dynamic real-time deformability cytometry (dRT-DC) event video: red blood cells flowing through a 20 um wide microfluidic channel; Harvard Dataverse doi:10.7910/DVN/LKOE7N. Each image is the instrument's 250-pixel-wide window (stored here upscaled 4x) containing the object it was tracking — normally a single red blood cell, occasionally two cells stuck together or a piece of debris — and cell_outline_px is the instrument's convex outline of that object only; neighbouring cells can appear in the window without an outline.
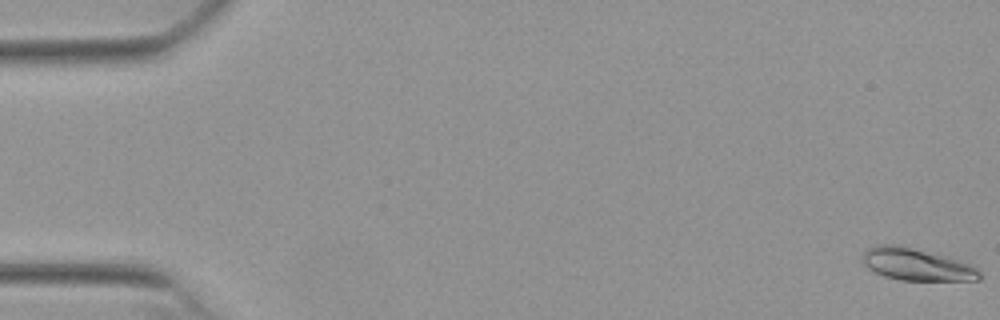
{"species": "Egyptian fruit bat (a non-hibernating species)", "species_latin": "Rousettus aegyptiacus", "temperature_condition": "warm", "stored_images_in_passage": 54, "camera_frame_rate_fps": 3000, "um_per_image_px": 0.085, "animal": {"sex": "female"}, "frame": {"image": 1, "passage_image": 1, "time_ms": 0.0, "image_size_px": [1000, 320], "cell_outline_px": [[980, 280], [900, 280], [884, 276], [868, 268], [864, 264], [864, 252], [868, 248], [876, 244], [896, 244], [956, 256], [976, 268], [980, 272]], "centroid_in_image_um": [77.97, 22.45], "position_along_channel_um": 7.0, "area_um2": 22.37}}
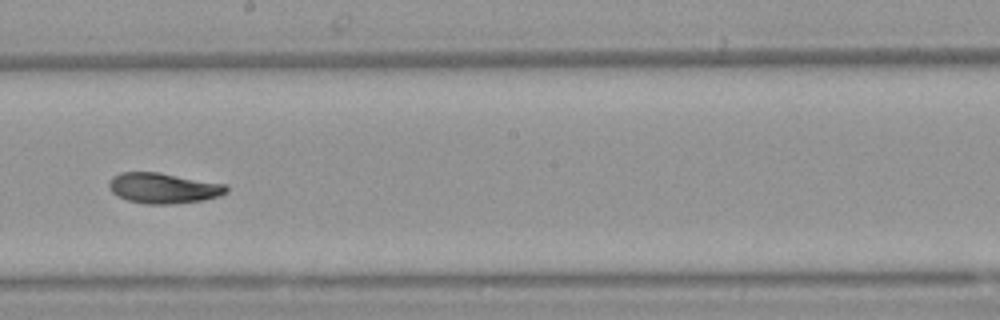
{"frame": {"image": 2, "passage_image": 31, "time_ms": 10.0, "image_size_px": [1000, 320], "cell_outline_px": [[228, 192], [220, 196], [204, 200], [172, 204], [144, 204], [128, 200], [116, 196], [108, 188], [108, 184], [112, 176], [120, 172], [160, 172], [224, 184], [228, 188]], "centroid_in_image_um": [13.86, 15.99], "position_along_channel_um": 234.3, "area_um2": 21.04}}
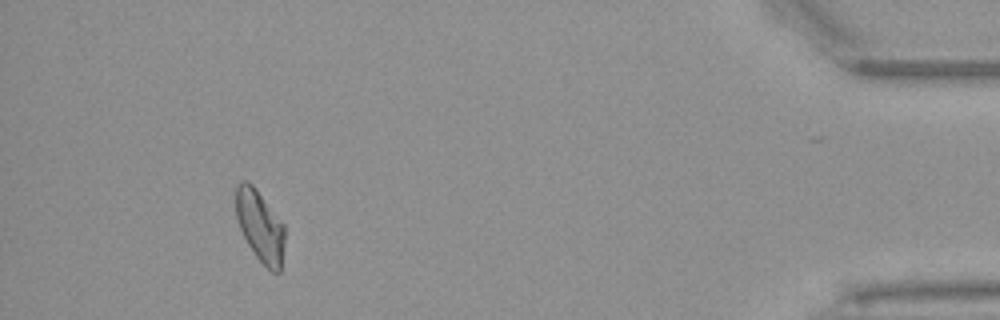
{"frame": {"image": 3, "passage_image": 50, "time_ms": 16.333, "image_size_px": [1000, 320], "cell_outline_px": [[284, 244], [280, 272], [272, 272], [256, 256], [248, 244], [240, 228], [236, 216], [236, 188], [240, 180], [248, 180], [256, 188], [284, 224]], "centroid_in_image_um": [22.1, 19.18], "position_along_channel_um": 413.1, "area_um2": 20.17}, "authors_computed_cell_mechanics": {"area_um2": 20.808, "velocity_mm_per_s": 3.8241, "shape_relaxation_time_tau1_ms": 9.8099, "shape_relaxation_time_tau2_ms": 4.1983, "deformation_change_tau1": 0.2339, "deformation_change_tau2": 0.0787}}